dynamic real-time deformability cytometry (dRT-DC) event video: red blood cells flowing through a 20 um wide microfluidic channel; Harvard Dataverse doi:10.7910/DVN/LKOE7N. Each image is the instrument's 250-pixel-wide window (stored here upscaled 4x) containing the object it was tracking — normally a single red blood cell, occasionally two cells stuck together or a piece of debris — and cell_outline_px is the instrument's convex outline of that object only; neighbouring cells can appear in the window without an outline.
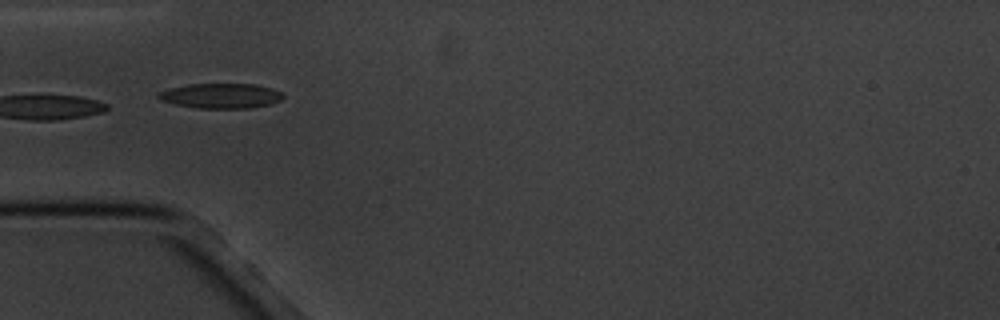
{"species": "common noctule bat (a hibernating species)", "species_latin": "Nyctalus noctula", "temperature_condition": "cold", "stored_images_in_passage": 15, "camera_frame_rate_fps": 3000, "um_per_image_px": 0.085, "animal": {"sex": "male", "body_mass_g": 20.1, "forearm_length_mm": 53.5}, "frame": {"image": 1, "passage_image": 5, "time_ms": 5.667, "image_size_px": [1000, 320], "cell_outline_px": [[284, 96], [280, 100], [272, 104], [248, 108], [196, 108], [176, 104], [160, 100], [156, 96], [160, 92], [168, 88], [188, 84], [256, 84], [272, 88], [284, 92]], "centroid_in_image_um": [18.8, 8.14], "position_along_channel_um": 66.2, "area_um2": 18.26}}
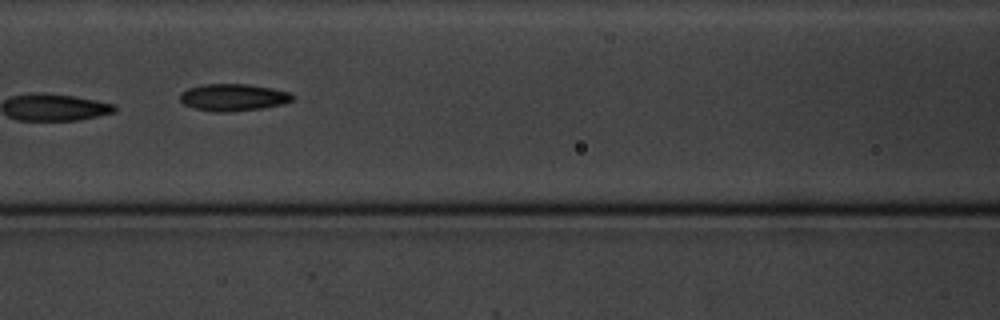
{"frame": {"image": 2, "passage_image": 7, "time_ms": 8.0, "image_size_px": [1000, 320], "cell_outline_px": [[292, 100], [284, 104], [260, 108], [232, 112], [216, 112], [196, 108], [184, 104], [180, 100], [180, 92], [188, 88], [200, 84], [248, 84], [272, 88], [292, 92]], "centroid_in_image_um": [19.82, 8.26], "position_along_channel_um": 146.8, "area_um2": 17.8}, "authors_computed_cell_mechanics": {"area_um2": 19.652, "velocity_mm_per_s": 3.4164, "shape_relaxation_time_tau1_ms": 2.098, "shape_relaxation_time_tau2_ms": 2.3625, "deformation_change_tau1": 0.0926, "deformation_change_tau2": 0.078}}